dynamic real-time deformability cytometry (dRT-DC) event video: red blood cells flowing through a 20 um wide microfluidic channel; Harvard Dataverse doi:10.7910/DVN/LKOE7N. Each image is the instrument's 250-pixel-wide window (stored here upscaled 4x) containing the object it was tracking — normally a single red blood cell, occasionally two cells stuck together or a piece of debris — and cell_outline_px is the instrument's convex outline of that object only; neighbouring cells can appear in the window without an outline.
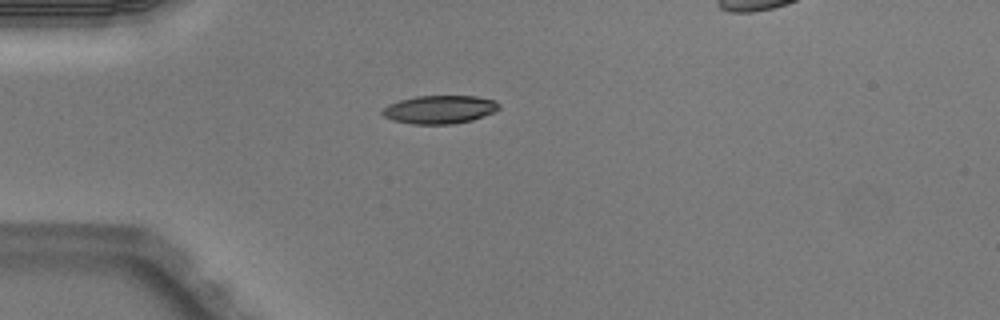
{"species": "Egyptian fruit bat (a non-hibernating species)", "species_latin": "Rousettus aegyptiacus", "temperature_condition": "warm", "stored_images_in_passage": 3, "segment_of_instrument_passage": [1, 2], "camera_frame_rate_fps": 3000, "um_per_image_px": 0.085, "animal": {"sex": "male"}, "frame": {"image": 1, "passage_image": 1, "time_ms": 0.0, "image_size_px": [1000, 320], "cell_outline_px": [[500, 108], [484, 116], [472, 120], [452, 124], [412, 124], [392, 120], [384, 116], [380, 112], [388, 104], [400, 100], [416, 96], [476, 96], [496, 100], [500, 104]], "centroid_in_image_um": [37.37, 9.3], "position_along_channel_um": 47.6, "area_um2": 19.25}}